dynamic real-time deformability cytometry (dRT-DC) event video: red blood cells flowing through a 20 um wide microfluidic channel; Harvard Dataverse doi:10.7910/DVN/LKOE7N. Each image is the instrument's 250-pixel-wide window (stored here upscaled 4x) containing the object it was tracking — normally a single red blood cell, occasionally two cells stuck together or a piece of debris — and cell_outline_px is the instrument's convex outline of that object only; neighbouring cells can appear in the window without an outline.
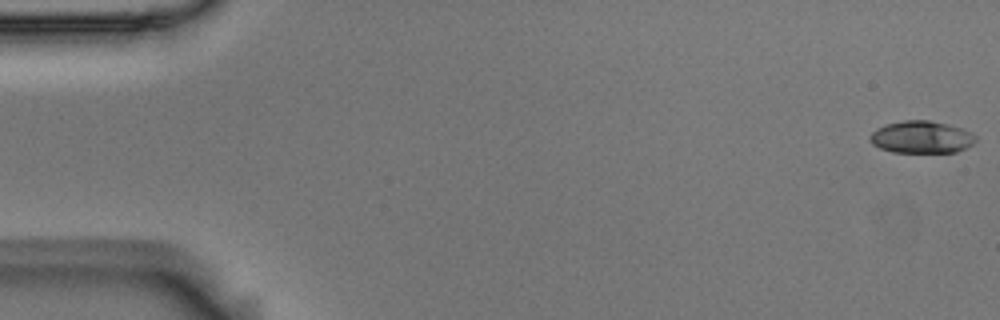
{"species": "Egyptian fruit bat (a non-hibernating species)", "species_latin": "Rousettus aegyptiacus", "temperature_condition": "room temperature", "stored_images_in_passage": 55, "camera_frame_rate_fps": 3000, "um_per_image_px": 0.085, "animal": {"sex": "male"}, "frame": {"image": 1, "passage_image": 1, "time_ms": 0.0, "image_size_px": [1000, 320], "cell_outline_px": [[976, 140], [972, 144], [956, 152], [892, 152], [880, 148], [872, 144], [868, 140], [868, 136], [876, 128], [884, 124], [904, 120], [928, 120], [948, 124], [964, 128], [972, 132], [976, 136]], "centroid_in_image_um": [78.3, 11.64], "position_along_channel_um": 6.7, "area_um2": 20.11}}
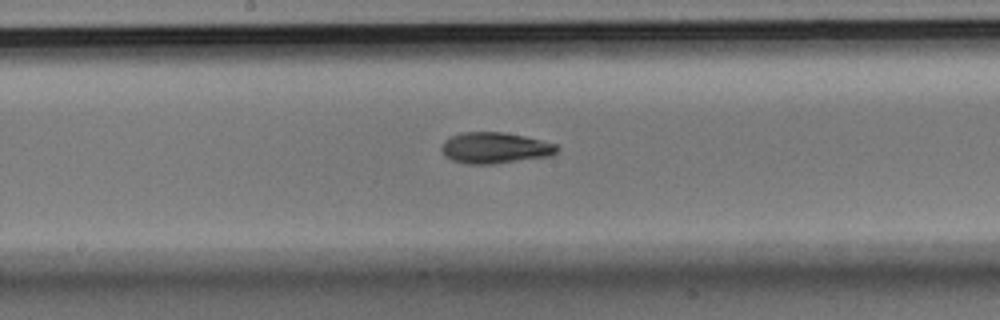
{"frame": {"image": 2, "passage_image": 29, "time_ms": 9.333, "image_size_px": [1000, 320], "cell_outline_px": [[560, 148], [552, 156], [492, 164], [464, 164], [452, 160], [444, 156], [440, 148], [444, 140], [452, 136], [464, 132], [504, 132], [524, 136], [556, 144]], "centroid_in_image_um": [42.06, 12.58], "position_along_channel_um": 206.1, "area_um2": 21.04}}
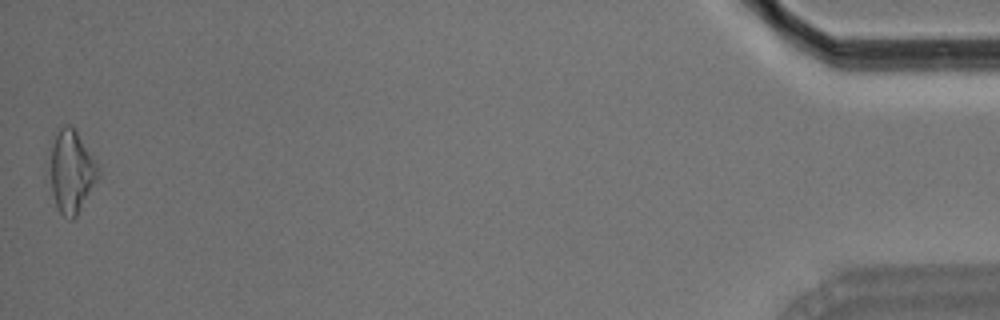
{"frame": {"image": 3, "passage_image": 55, "time_ms": 18.0, "image_size_px": [1000, 320], "cell_outline_px": [[100, 176], [76, 216], [72, 220], [68, 220], [56, 208], [44, 180], [52, 148], [56, 136], [60, 128], [64, 124], [68, 124], [76, 132], [96, 160], [100, 168]], "centroid_in_image_um": [6.0, 14.66], "position_along_channel_um": 429.2, "area_um2": 24.16}, "authors_computed_cell_mechanics": {"area_um2": 20.3456, "velocity_mm_per_s": 3.6509, "shape_relaxation_time_tau1_ms": 4.1739, "shape_relaxation_time_tau2_ms": 4.194, "deformation_change_tau1": 0.1378, "deformation_change_tau2": 0.1082}}